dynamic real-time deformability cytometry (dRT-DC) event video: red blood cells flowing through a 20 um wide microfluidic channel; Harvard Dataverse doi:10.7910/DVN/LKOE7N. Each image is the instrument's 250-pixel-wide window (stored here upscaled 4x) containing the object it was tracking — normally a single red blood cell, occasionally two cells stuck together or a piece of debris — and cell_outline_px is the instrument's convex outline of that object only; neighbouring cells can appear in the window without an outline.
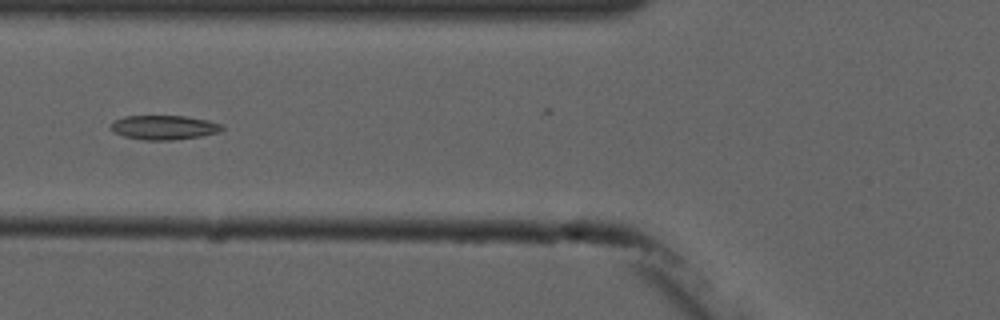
{"species": "common noctule bat (a hibernating species)", "species_latin": "Nyctalus noctula", "temperature_condition": "cold", "stored_images_in_passage": 5, "camera_frame_rate_fps": 3000, "um_per_image_px": 0.085, "animal": {"sex": "male", "forearm_length_mm": 52.5}, "frame": {"image": 1, "passage_image": 5, "time_ms": 5.667, "image_size_px": [1000, 320], "cell_outline_px": [[224, 128], [220, 132], [200, 136], [172, 140], [144, 140], [124, 136], [112, 132], [108, 128], [116, 120], [124, 116], [184, 116], [208, 120], [224, 124]], "centroid_in_image_um": [13.95, 10.83], "position_along_channel_um": 111.9, "area_um2": 15.84}}